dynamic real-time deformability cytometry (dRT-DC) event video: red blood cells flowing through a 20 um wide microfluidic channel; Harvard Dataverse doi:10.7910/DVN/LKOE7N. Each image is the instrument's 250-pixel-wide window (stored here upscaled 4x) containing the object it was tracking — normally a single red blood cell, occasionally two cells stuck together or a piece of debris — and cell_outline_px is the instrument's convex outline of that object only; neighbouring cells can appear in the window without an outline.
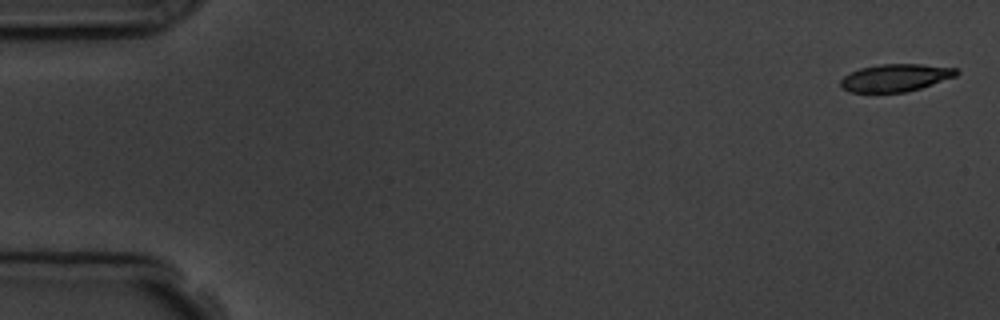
{"species": "common noctule bat (a hibernating species)", "species_latin": "Nyctalus noctula", "temperature_condition": "room temperature", "stored_images_in_passage": 5, "camera_frame_rate_fps": 3000, "um_per_image_px": 0.085, "animal": {"sex": "male", "body_mass_g": 19.5, "forearm_length_mm": 54.6}, "frame": {"image": 1, "passage_image": 1, "time_ms": 0.0, "image_size_px": [1000, 320], "cell_outline_px": [[960, 72], [956, 76], [920, 88], [904, 92], [848, 92], [840, 88], [840, 80], [844, 76], [860, 68], [880, 64], [920, 64], [956, 68]], "centroid_in_image_um": [76.09, 6.61], "position_along_channel_um": 8.9, "area_um2": 18.5}}
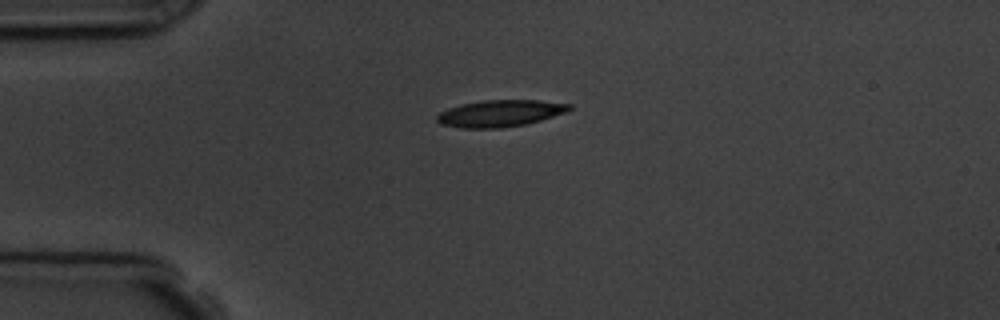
{"frame": {"image": 2, "passage_image": 4, "time_ms": 4.0, "image_size_px": [1000, 320], "cell_outline_px": [[572, 108], [568, 112], [540, 120], [524, 124], [500, 128], [460, 128], [440, 124], [436, 120], [436, 116], [440, 112], [448, 108], [460, 104], [484, 100], [540, 100], [572, 104]], "centroid_in_image_um": [42.51, 9.63], "position_along_channel_um": 42.5, "area_um2": 20.75}}